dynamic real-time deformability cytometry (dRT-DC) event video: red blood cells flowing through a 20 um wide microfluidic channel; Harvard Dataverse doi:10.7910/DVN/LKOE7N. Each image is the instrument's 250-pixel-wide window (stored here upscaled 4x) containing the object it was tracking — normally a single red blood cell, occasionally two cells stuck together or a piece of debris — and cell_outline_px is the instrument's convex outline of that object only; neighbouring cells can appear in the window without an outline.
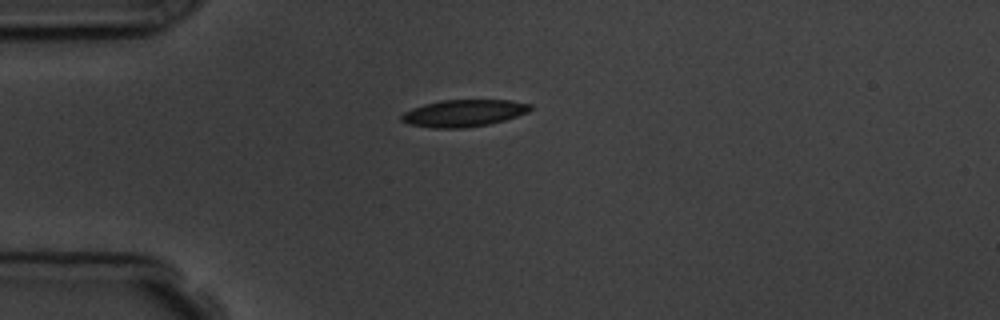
{"species": "common noctule bat (a hibernating species)", "species_latin": "Nyctalus noctula", "temperature_condition": "room temperature", "stored_images_in_passage": 6, "camera_frame_rate_fps": 3000, "um_per_image_px": 0.085, "animal": {"sex": "male", "body_mass_g": 19.5, "forearm_length_mm": 54.6}, "frame": {"image": 1, "passage_image": 1, "time_ms": 0.0, "image_size_px": [1000, 320], "cell_outline_px": [[532, 108], [528, 112], [504, 120], [488, 124], [464, 128], [432, 128], [408, 124], [400, 120], [400, 116], [404, 112], [412, 108], [424, 104], [440, 100], [512, 100], [532, 104]], "centroid_in_image_um": [39.4, 9.61], "position_along_channel_um": 45.6, "area_um2": 20.35}}
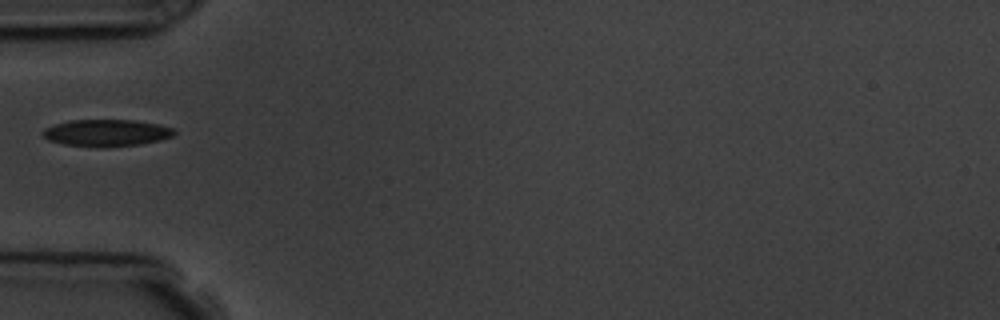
{"frame": {"image": 2, "passage_image": 2, "time_ms": 1.333, "image_size_px": [1000, 320], "cell_outline_px": [[176, 132], [172, 136], [160, 140], [140, 144], [64, 144], [48, 140], [40, 136], [40, 132], [44, 128], [68, 120], [136, 120], [156, 124], [172, 128]], "centroid_in_image_um": [9.01, 11.24], "position_along_channel_um": 76.0, "area_um2": 19.65}}